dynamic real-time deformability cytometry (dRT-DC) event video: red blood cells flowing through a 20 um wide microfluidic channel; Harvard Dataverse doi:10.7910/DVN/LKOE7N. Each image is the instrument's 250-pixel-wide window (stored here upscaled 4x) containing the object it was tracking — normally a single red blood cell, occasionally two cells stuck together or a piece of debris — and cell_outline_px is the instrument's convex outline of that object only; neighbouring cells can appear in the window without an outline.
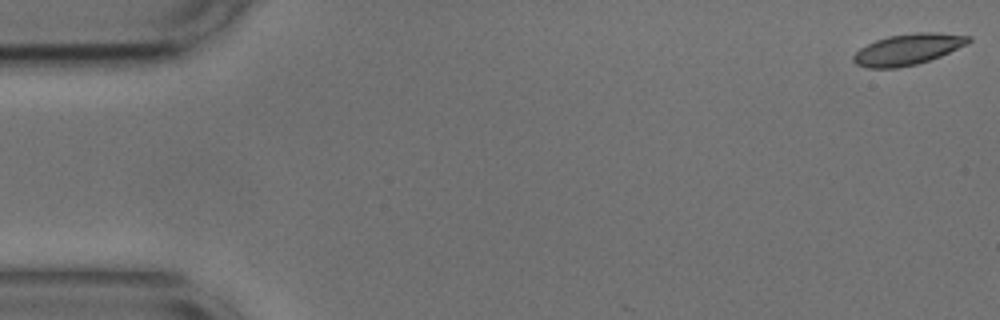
{"species": "common noctule bat (a hibernating species)", "species_latin": "Nyctalus noctula", "temperature_condition": "cold", "stored_images_in_passage": 5, "camera_frame_rate_fps": 3000, "um_per_image_px": 0.085, "animal": {"sex": "male", "body_mass_g": 17.9, "forearm_length_mm": 54.2}, "frame": {"image": 1, "passage_image": 1, "time_ms": 0.0, "image_size_px": [1000, 320], "cell_outline_px": [[972, 40], [968, 44], [940, 56], [916, 64], [896, 68], [868, 68], [856, 64], [852, 60], [852, 56], [860, 48], [876, 40], [888, 36], [916, 32], [936, 32], [972, 36]], "centroid_in_image_um": [77.18, 4.18], "position_along_channel_um": 7.8, "area_um2": 20.81}}